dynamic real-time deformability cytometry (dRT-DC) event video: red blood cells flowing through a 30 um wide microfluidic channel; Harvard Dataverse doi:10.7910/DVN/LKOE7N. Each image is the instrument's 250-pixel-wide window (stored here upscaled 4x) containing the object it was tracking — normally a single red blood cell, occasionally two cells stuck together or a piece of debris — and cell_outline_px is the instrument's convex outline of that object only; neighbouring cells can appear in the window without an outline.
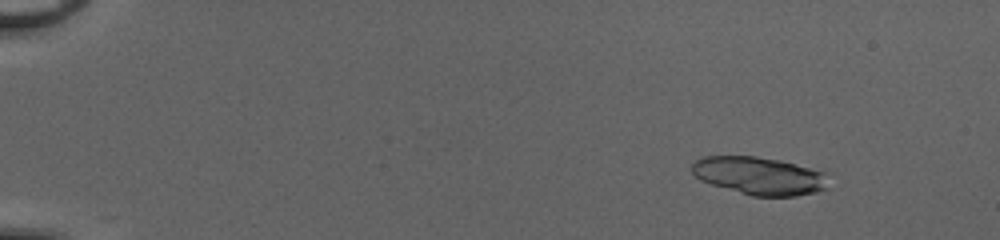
{"species": "common noctule bat (a hibernating species)", "species_latin": "Nyctalus noctula", "temperature_condition": "cold", "stored_images_in_passage": 21, "camera_frame_rate_fps": 3000, "um_per_image_px": 0.085, "animal": {"sex": "female", "body_mass_g": 20.0, "forearm_length_mm": 54.0}, "frame": {"image": 1, "passage_image": 7, "time_ms": 2.0, "image_size_px": [1000, 240], "cell_outline_px": [[824, 188], [816, 192], [796, 196], [752, 196], [712, 184], [700, 180], [692, 172], [692, 164], [696, 160], [704, 156], [756, 156], [780, 160], [808, 168], [820, 172]], "centroid_in_image_um": [64.41, 14.94], "position_along_channel_um": 20.6, "area_um2": 29.25}}
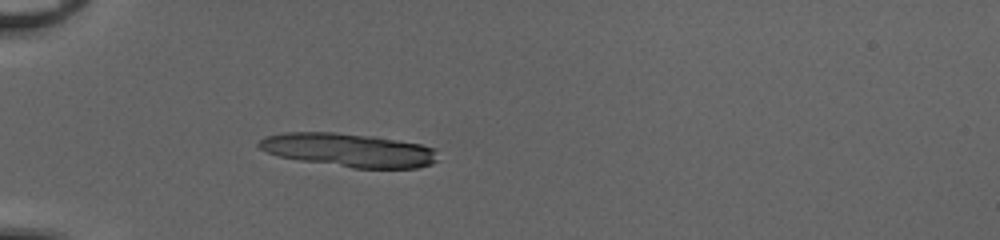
{"frame": {"image": 2, "passage_image": 18, "time_ms": 5.667, "image_size_px": [1000, 240], "cell_outline_px": [[436, 160], [432, 164], [416, 168], [352, 168], [300, 160], [280, 156], [268, 152], [260, 148], [256, 144], [264, 136], [284, 132], [332, 132], [372, 136], [420, 144], [432, 148]], "centroid_in_image_um": [29.59, 12.75], "position_along_channel_um": 55.4, "area_um2": 34.62}}